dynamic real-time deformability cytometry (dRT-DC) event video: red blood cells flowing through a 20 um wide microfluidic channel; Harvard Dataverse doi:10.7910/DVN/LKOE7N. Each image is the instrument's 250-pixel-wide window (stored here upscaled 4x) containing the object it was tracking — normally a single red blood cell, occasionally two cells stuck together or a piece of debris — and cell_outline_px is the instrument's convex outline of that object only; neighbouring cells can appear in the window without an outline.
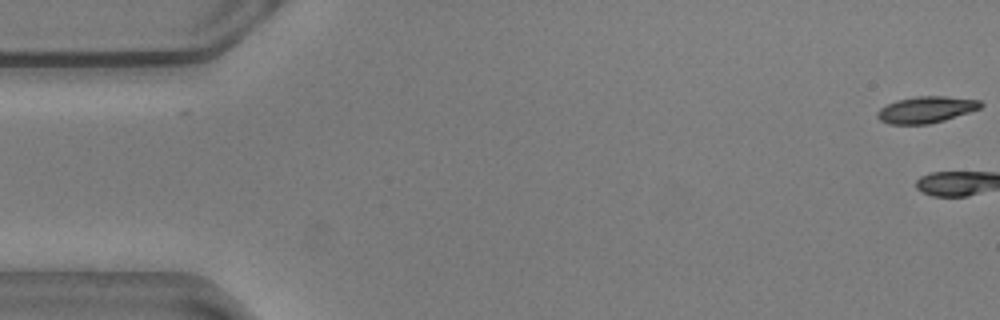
{"species": "common noctule bat (a hibernating species)", "species_latin": "Nyctalus noctula", "temperature_condition": "warm", "stored_images_in_passage": 3, "camera_frame_rate_fps": 3000, "um_per_image_px": 0.085, "animal": {"sex": "male", "body_mass_g": 20.5, "forearm_length_mm": 52.5}, "frame": {"image": 1, "passage_image": 1, "time_ms": 0.0, "image_size_px": [1000, 320], "cell_outline_px": [[984, 104], [980, 108], [944, 120], [928, 124], [888, 124], [880, 120], [876, 116], [876, 112], [880, 108], [896, 100], [916, 96], [944, 96], [980, 100]], "centroid_in_image_um": [78.69, 9.31], "position_along_channel_um": 6.3, "area_um2": 15.9}}